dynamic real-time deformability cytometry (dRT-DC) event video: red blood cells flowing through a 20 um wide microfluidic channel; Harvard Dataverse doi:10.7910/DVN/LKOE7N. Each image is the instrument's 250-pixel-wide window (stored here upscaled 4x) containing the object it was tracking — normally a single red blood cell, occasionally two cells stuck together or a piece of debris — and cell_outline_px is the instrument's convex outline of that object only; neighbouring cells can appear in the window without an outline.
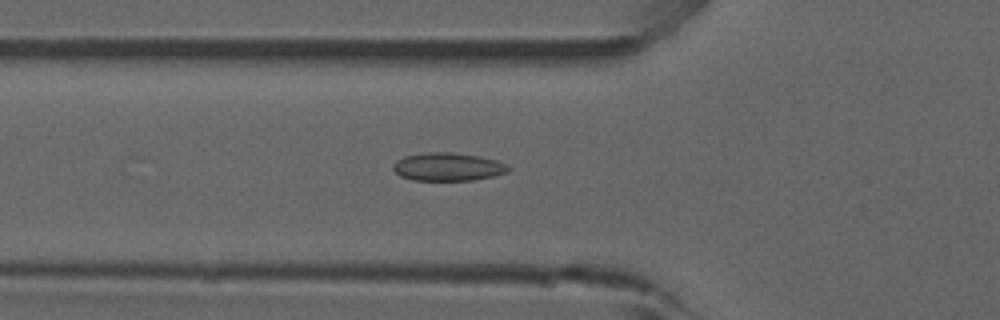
{"species": "common noctule bat (a hibernating species)", "species_latin": "Nyctalus noctula", "temperature_condition": "room temperature", "stored_images_in_passage": 52, "camera_frame_rate_fps": 3000, "um_per_image_px": 0.085, "animal": {"sex": "male", "forearm_length_mm": 52.5}, "frame": {"image": 1, "passage_image": 18, "time_ms": 5.667, "image_size_px": [1000, 320], "cell_outline_px": [[508, 172], [492, 176], [472, 180], [412, 180], [400, 176], [392, 168], [392, 164], [396, 160], [404, 156], [424, 152], [448, 152], [480, 156], [496, 160], [504, 164], [508, 168]], "centroid_in_image_um": [38.0, 14.17], "position_along_channel_um": 87.8, "area_um2": 18.79}}
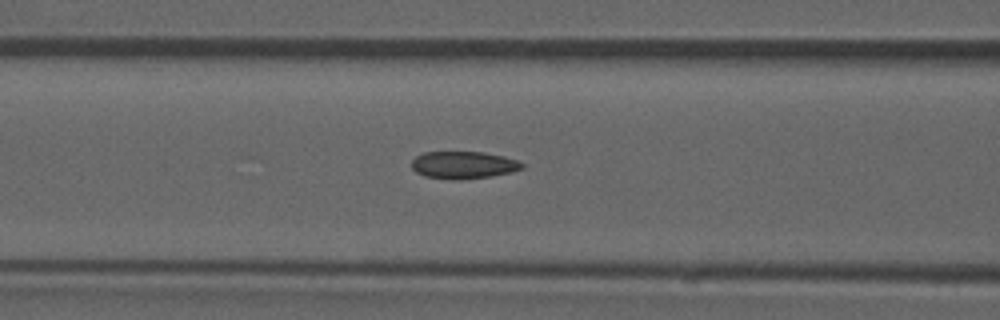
{"frame": {"image": 2, "passage_image": 21, "time_ms": 6.667, "image_size_px": [1000, 320], "cell_outline_px": [[524, 168], [492, 176], [460, 180], [456, 180], [424, 176], [416, 172], [412, 168], [412, 160], [416, 156], [424, 152], [484, 152], [504, 156], [516, 160], [524, 164]], "centroid_in_image_um": [39.38, 14.02], "position_along_channel_um": 127.2, "area_um2": 17.57}}
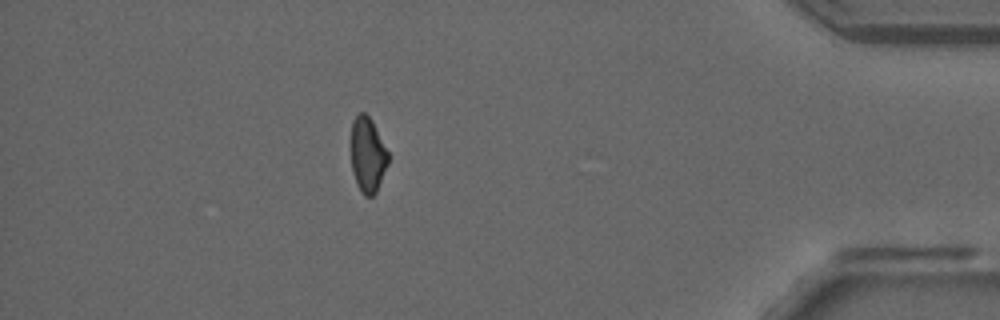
{"frame": {"image": 3, "passage_image": 46, "time_ms": 15.0, "image_size_px": [1000, 320], "cell_outline_px": [[388, 164], [376, 192], [372, 196], [364, 196], [356, 184], [352, 172], [352, 120], [360, 112], [364, 112], [372, 120], [388, 152]], "centroid_in_image_um": [31.25, 13.17], "position_along_channel_um": 404.0, "area_um2": 16.13}, "authors_computed_cell_mechanics": {"area_um2": 17.8313, "velocity_mm_per_s": 3.8843, "shape_relaxation_time_tau1_ms": null, "shape_relaxation_time_tau2_ms": 2.0954, "deformation_change_tau1": null, "deformation_change_tau2": 0.0802}}